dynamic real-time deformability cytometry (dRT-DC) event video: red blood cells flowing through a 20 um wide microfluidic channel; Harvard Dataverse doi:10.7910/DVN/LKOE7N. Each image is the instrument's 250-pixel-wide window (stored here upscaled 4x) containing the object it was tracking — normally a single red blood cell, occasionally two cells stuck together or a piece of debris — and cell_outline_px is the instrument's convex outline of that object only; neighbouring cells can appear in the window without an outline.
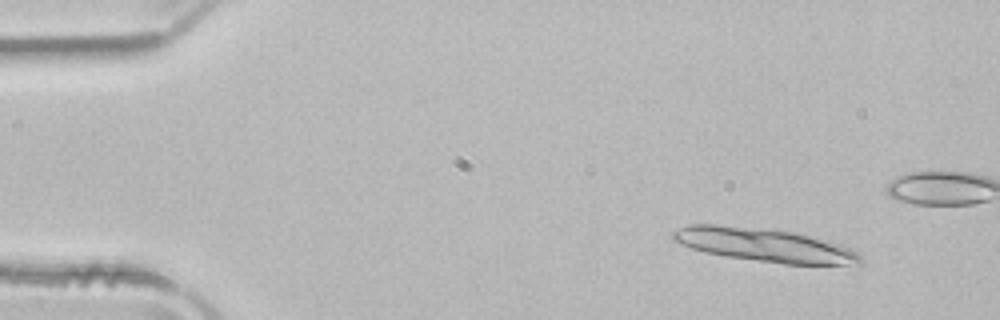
{"species": "common noctule bat (a hibernating species)", "species_latin": "Nyctalus noctula", "temperature_condition": "room temperature", "stored_images_in_passage": 14, "camera_frame_rate_fps": 3000, "um_per_image_px": 0.085, "animal": {"sex": "male", "body_mass_g": 21.5, "forearm_length_mm": 52.0}, "frame": {"image": 1, "passage_image": 5, "time_ms": 1.333, "image_size_px": [1000, 320], "cell_outline_px": [[860, 264], [784, 264], [728, 256], [704, 252], [692, 248], [672, 240], [672, 232], [688, 224], [716, 224], [796, 232], [840, 244], [856, 252], [860, 256]], "centroid_in_image_um": [64.94, 20.82], "position_along_channel_um": 20.1, "area_um2": 36.01}}